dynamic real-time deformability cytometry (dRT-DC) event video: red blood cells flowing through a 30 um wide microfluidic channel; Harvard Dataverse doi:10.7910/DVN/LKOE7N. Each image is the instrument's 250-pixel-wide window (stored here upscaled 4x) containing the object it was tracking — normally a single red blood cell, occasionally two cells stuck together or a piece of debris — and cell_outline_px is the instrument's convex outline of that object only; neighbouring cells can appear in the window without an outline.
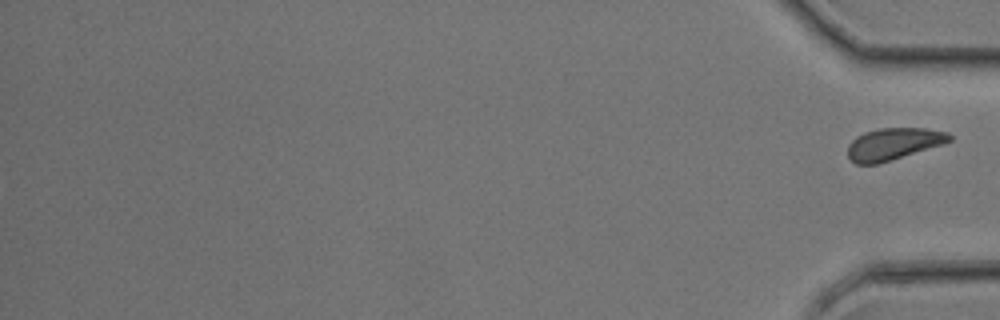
{"species": "common noctule bat (a hibernating species)", "species_latin": "Nyctalus noctula", "temperature_condition": "room temperature", "stored_images_in_passage": 48, "segment_of_instrument_passage": [2, 2], "camera_frame_rate_fps": 3000, "um_per_image_px": 0.085, "animal": {"sex": "female", "body_mass_g": 17.0, "forearm_length_mm": 48.0}, "frame": {"image": 1, "passage_image": 48, "time_ms": 15.667, "image_size_px": [1000, 320], "cell_outline_px": [[952, 140], [944, 144], [876, 164], [856, 164], [848, 156], [848, 144], [856, 136], [864, 132], [880, 128], [924, 128], [948, 132], [952, 136]], "centroid_in_image_um": [75.95, 12.22], "position_along_channel_um": 359.3, "area_um2": 18.84}}